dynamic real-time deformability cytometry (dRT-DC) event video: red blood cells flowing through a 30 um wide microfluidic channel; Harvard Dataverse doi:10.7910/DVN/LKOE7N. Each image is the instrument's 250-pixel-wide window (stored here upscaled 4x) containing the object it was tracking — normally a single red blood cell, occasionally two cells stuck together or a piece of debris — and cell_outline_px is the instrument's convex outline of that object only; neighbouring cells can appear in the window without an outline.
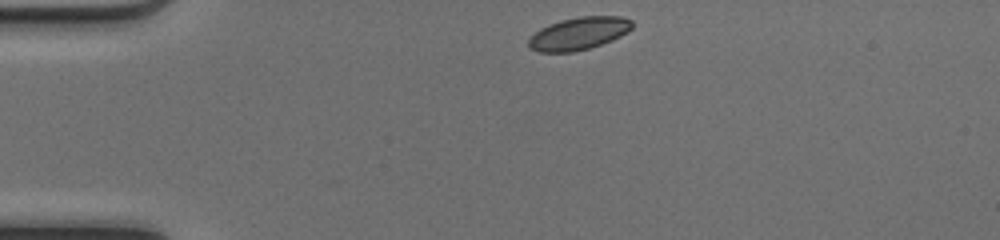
{"species": "common noctule bat (a hibernating species)", "species_latin": "Nyctalus noctula", "temperature_condition": "cold", "stored_images_in_passage": 40, "camera_frame_rate_fps": 3000, "um_per_image_px": 0.085, "animal": {"sex": "female", "body_mass_g": 17.0, "forearm_length_mm": 48.0}, "frame": {"image": 1, "passage_image": 1, "time_ms": 0.0, "image_size_px": [1000, 240], "cell_outline_px": [[632, 28], [628, 32], [612, 40], [588, 48], [572, 52], [540, 52], [528, 48], [528, 40], [540, 28], [548, 24], [560, 20], [580, 16], [620, 16], [632, 20]], "centroid_in_image_um": [49.18, 2.84], "position_along_channel_um": 35.8, "area_um2": 19.65}}
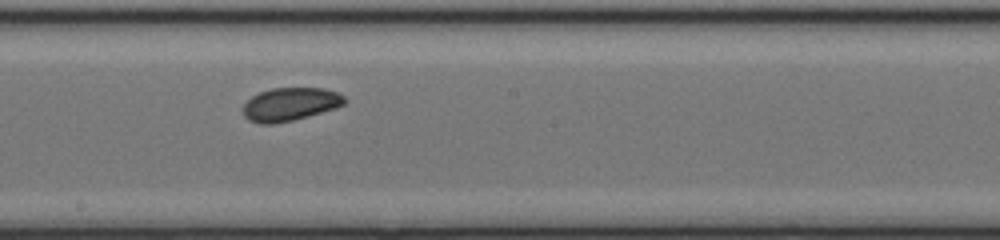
{"frame": {"image": 2, "passage_image": 18, "time_ms": 5.667, "image_size_px": [1000, 240], "cell_outline_px": [[348, 100], [344, 104], [336, 108], [292, 120], [272, 124], [260, 124], [248, 120], [244, 116], [244, 104], [252, 96], [260, 92], [272, 88], [324, 88], [336, 92], [344, 96]], "centroid_in_image_um": [24.67, 8.86], "position_along_channel_um": 223.5, "area_um2": 19.54}}
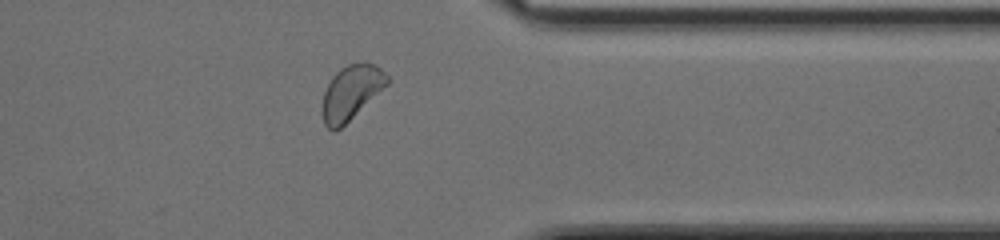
{"frame": {"image": 3, "passage_image": 30, "time_ms": 9.667, "image_size_px": [1000, 240], "cell_outline_px": [[392, 80], [388, 84], [336, 132], [332, 132], [324, 124], [320, 112], [324, 92], [332, 76], [340, 68], [348, 64], [364, 60], [380, 68]], "centroid_in_image_um": [29.82, 7.85], "position_along_channel_um": 381.6, "area_um2": 20.81}, "authors_computed_cell_mechanics": {"area_um2": 19.6809, "velocity_mm_per_s": 4.1494, "shape_relaxation_time_tau1_ms": 2.1992, "shape_relaxation_time_tau2_ms": null, "deformation_change_tau1": 0.0636, "deformation_change_tau2": null}}